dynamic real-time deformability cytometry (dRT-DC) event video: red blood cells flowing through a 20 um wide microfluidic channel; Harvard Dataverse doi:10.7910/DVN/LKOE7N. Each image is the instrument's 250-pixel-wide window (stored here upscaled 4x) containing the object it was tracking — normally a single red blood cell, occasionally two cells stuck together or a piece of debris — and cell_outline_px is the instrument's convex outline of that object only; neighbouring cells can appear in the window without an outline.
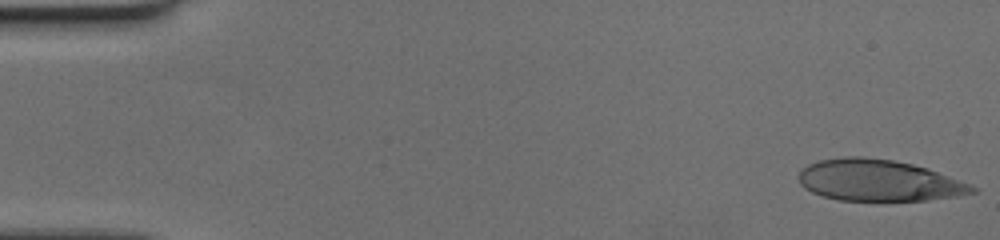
{"species": "human", "species_latin": "Homo sapiens", "temperature_condition": "cold", "stored_images_in_passage": 58, "camera_frame_rate_fps": 3000, "um_per_image_px": 0.085, "donor": {"sex": "female"}, "frame": {"image": 1, "passage_image": 1, "time_ms": 0.0, "image_size_px": [1000, 240], "cell_outline_px": [[976, 192], [956, 196], [924, 200], [840, 200], [824, 196], [812, 192], [804, 188], [800, 184], [800, 172], [808, 164], [820, 160], [848, 156], [860, 156], [892, 160], [912, 164], [948, 176], [968, 184], [976, 188]], "centroid_in_image_um": [74.64, 15.33], "position_along_channel_um": 10.4, "area_um2": 41.1}}
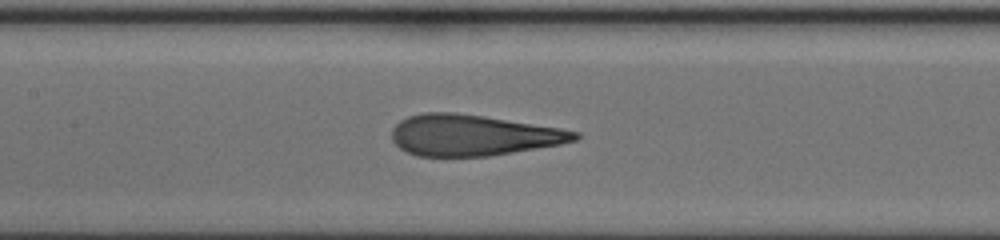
{"frame": {"image": 2, "passage_image": 27, "time_ms": 8.667, "image_size_px": [1000, 240], "cell_outline_px": [[580, 136], [576, 140], [560, 144], [488, 156], [416, 156], [400, 148], [392, 140], [392, 128], [400, 120], [408, 116], [424, 112], [452, 112], [484, 116], [560, 128], [580, 132]], "centroid_in_image_um": [40.17, 11.48], "position_along_channel_um": 167.2, "area_um2": 43.52}}
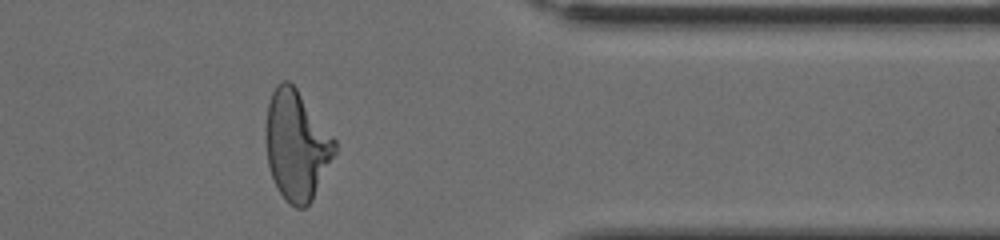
{"frame": {"image": 3, "passage_image": 47, "time_ms": 15.333, "image_size_px": [1000, 240], "cell_outline_px": [[336, 152], [312, 200], [304, 208], [296, 208], [276, 188], [268, 164], [264, 132], [268, 104], [272, 92], [276, 84], [280, 80], [288, 80], [296, 88], [336, 140]], "centroid_in_image_um": [25.19, 12.33], "position_along_channel_um": 386.2, "area_um2": 43.81}}